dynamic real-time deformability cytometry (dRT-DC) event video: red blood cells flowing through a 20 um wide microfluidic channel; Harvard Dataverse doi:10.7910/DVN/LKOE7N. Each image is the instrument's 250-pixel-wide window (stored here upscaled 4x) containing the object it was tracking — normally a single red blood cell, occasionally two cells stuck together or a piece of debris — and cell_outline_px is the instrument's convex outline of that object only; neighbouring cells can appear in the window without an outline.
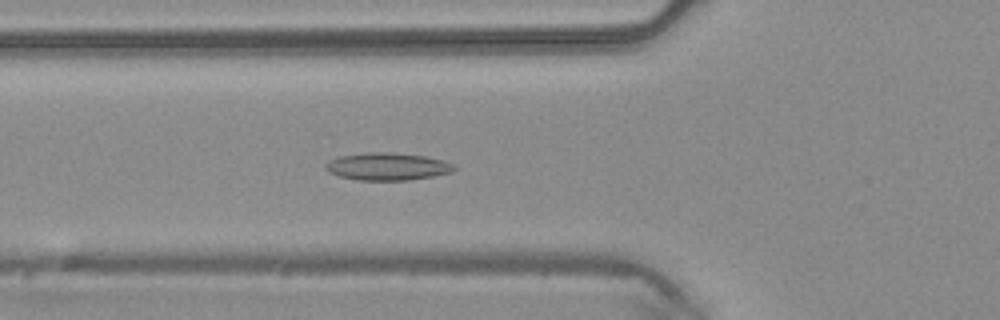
{"species": "common noctule bat (a hibernating species)", "species_latin": "Nyctalus noctula", "temperature_condition": "warm", "stored_images_in_passage": 45, "camera_frame_rate_fps": 3000, "um_per_image_px": 0.085, "animal": {"sex": "male", "body_mass_g": 20.4}, "frame": {"image": 1, "passage_image": 16, "time_ms": 5.0, "image_size_px": [1000, 320], "cell_outline_px": [[456, 168], [452, 172], [432, 176], [408, 180], [360, 180], [340, 176], [328, 172], [324, 168], [324, 164], [328, 160], [340, 156], [364, 152], [392, 152], [424, 156], [456, 164]], "centroid_in_image_um": [32.9, 14.14], "position_along_channel_um": 92.9, "area_um2": 20.63}}
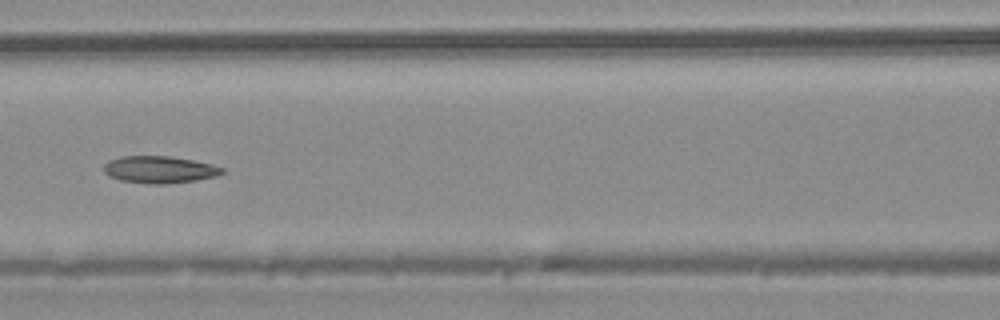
{"frame": {"image": 2, "passage_image": 20, "time_ms": 6.333, "image_size_px": [1000, 320], "cell_outline_px": [[224, 172], [216, 176], [196, 180], [168, 184], [148, 184], [120, 180], [108, 176], [104, 172], [104, 164], [108, 160], [120, 156], [172, 156], [212, 164], [224, 168]], "centroid_in_image_um": [13.53, 14.41], "position_along_channel_um": 153.1, "area_um2": 18.84}}
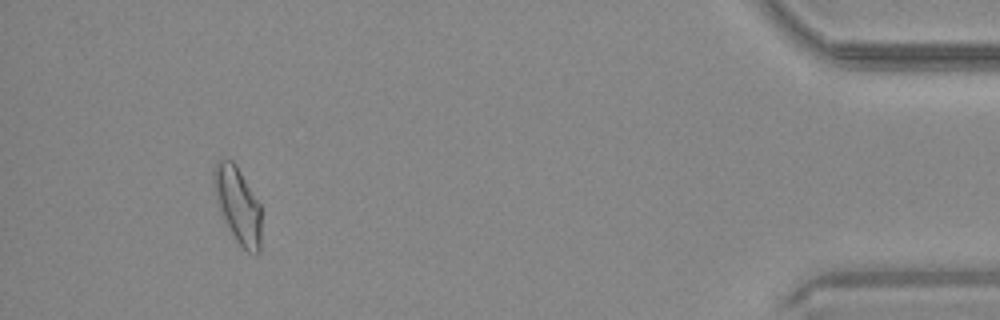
{"frame": {"image": 3, "passage_image": 42, "time_ms": 13.667, "image_size_px": [1000, 320], "cell_outline_px": [[260, 252], [256, 256], [248, 252], [236, 240], [220, 212], [216, 204], [212, 184], [212, 168], [216, 160], [220, 156], [232, 160], [236, 164], [260, 204]], "centroid_in_image_um": [20.16, 17.35], "position_along_channel_um": 415.0, "area_um2": 21.5}}